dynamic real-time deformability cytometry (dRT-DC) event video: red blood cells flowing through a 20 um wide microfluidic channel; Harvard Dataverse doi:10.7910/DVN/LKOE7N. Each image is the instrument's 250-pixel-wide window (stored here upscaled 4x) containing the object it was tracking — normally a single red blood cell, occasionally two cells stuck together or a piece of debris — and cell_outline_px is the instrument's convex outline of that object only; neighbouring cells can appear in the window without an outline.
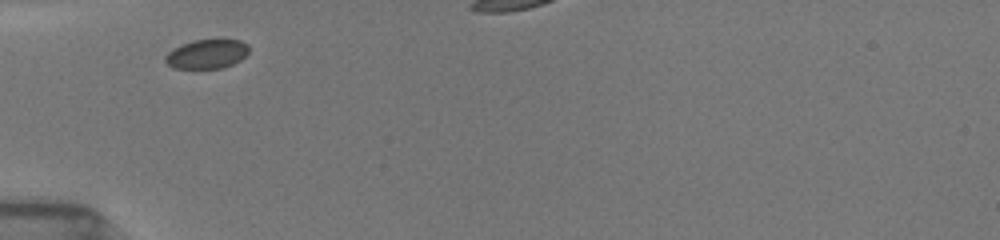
{"species": "common noctule bat (a hibernating species)", "species_latin": "Nyctalus noctula", "temperature_condition": "room temperature", "stored_images_in_passage": 5, "segment_of_instrument_passage": [1, 2], "camera_frame_rate_fps": 3000, "um_per_image_px": 0.085, "animal": {"sex": "female", "body_mass_g": 19.5, "forearm_length_mm": 54.1}, "frame": {"image": 1, "passage_image": 1, "time_ms": 0.0, "image_size_px": [1000, 240], "cell_outline_px": [[248, 52], [240, 60], [224, 68], [172, 68], [164, 60], [164, 56], [168, 52], [180, 44], [192, 40], [216, 36], [224, 36], [240, 40], [248, 44]], "centroid_in_image_um": [17.61, 4.52], "position_along_channel_um": 67.4, "area_um2": 15.03}}
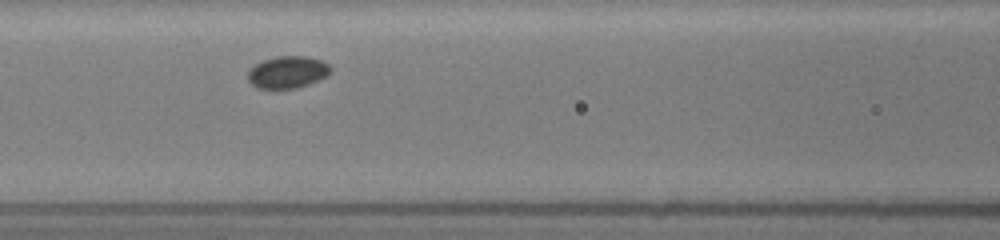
{"frame": {"image": 2, "passage_image": 3, "time_ms": 2.0, "image_size_px": [1000, 240], "cell_outline_px": [[332, 72], [328, 76], [308, 84], [296, 88], [256, 88], [248, 80], [248, 72], [256, 64], [264, 60], [276, 56], [304, 56], [324, 60], [332, 68]], "centroid_in_image_um": [24.49, 6.12], "position_along_channel_um": 142.1, "area_um2": 15.49}}
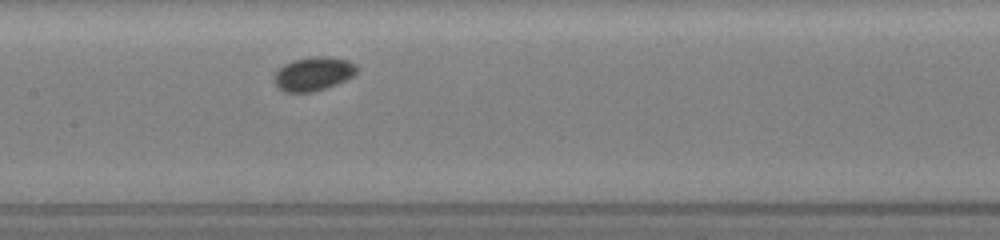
{"frame": {"image": 3, "passage_image": 4, "time_ms": 3.0, "image_size_px": [1000, 240], "cell_outline_px": [[360, 68], [352, 76], [336, 84], [312, 92], [284, 92], [276, 84], [276, 72], [284, 64], [292, 60], [312, 56], [328, 56], [348, 60], [356, 64]], "centroid_in_image_um": [26.68, 6.25], "position_along_channel_um": 180.7, "area_um2": 16.13}}